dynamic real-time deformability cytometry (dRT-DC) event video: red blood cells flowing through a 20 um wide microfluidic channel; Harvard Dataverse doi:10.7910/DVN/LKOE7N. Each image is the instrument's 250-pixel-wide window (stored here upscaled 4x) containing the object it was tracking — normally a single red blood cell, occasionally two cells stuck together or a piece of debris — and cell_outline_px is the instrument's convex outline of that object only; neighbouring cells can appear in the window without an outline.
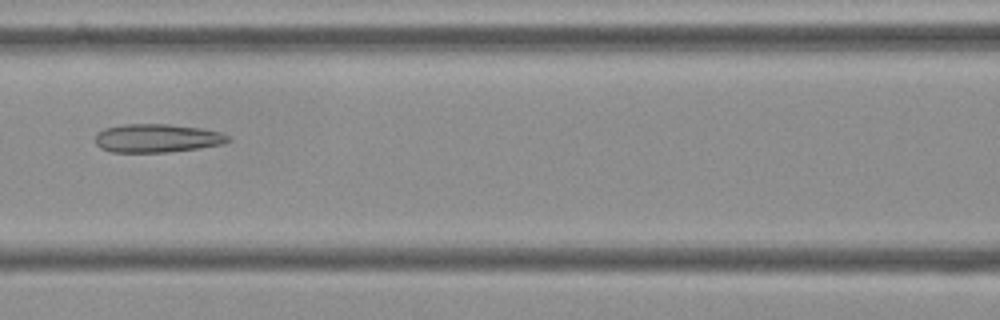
{"species": "Egyptian fruit bat (a non-hibernating species)", "species_latin": "Rousettus aegyptiacus", "temperature_condition": "cold", "stored_images_in_passage": 40, "camera_frame_rate_fps": 3000, "um_per_image_px": 0.085, "frame": {"image": 1, "passage_image": 14, "time_ms": 4.333, "image_size_px": [1000, 320], "cell_outline_px": [[232, 140], [220, 144], [200, 148], [168, 152], [112, 152], [100, 148], [96, 144], [96, 132], [104, 128], [124, 124], [168, 124], [200, 128], [220, 132], [232, 136]], "centroid_in_image_um": [13.35, 11.74], "position_along_channel_um": 153.3, "area_um2": 22.14}}
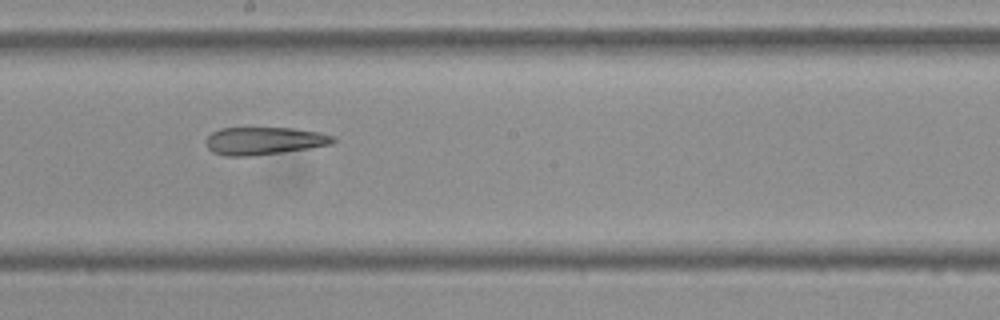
{"frame": {"image": 2, "passage_image": 20, "time_ms": 6.333, "image_size_px": [1000, 320], "cell_outline_px": [[336, 140], [332, 144], [308, 148], [280, 152], [248, 156], [224, 156], [212, 152], [208, 148], [204, 140], [212, 132], [220, 128], [292, 128], [320, 132], [332, 136]], "centroid_in_image_um": [22.4, 11.97], "position_along_channel_um": 225.8, "area_um2": 20.4}}
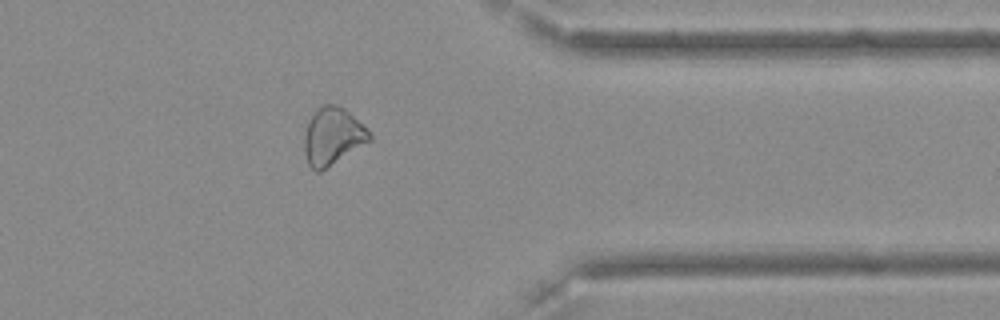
{"frame": {"image": 3, "passage_image": 34, "time_ms": 11.0, "image_size_px": [1000, 320], "cell_outline_px": [[372, 140], [320, 172], [316, 172], [308, 164], [304, 152], [304, 136], [312, 112], [316, 108], [324, 104], [336, 104], [344, 108], [368, 128], [372, 136]], "centroid_in_image_um": [28.28, 11.57], "position_along_channel_um": 383.1, "area_um2": 21.96}}